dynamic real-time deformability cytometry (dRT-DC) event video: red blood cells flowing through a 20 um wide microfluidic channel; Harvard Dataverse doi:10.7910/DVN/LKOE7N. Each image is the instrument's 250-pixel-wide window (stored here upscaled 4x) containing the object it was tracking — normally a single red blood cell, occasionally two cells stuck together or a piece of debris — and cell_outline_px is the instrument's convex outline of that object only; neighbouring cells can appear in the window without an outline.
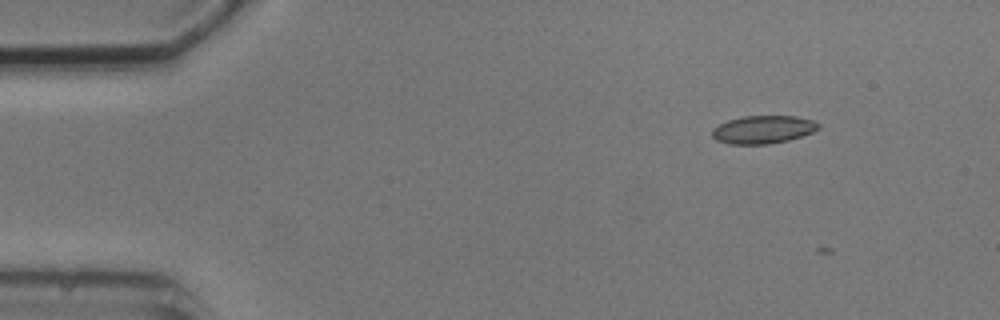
{"species": "common noctule bat (a hibernating species)", "species_latin": "Nyctalus noctula", "temperature_condition": "cold", "stored_images_in_passage": 4, "camera_frame_rate_fps": 3000, "um_per_image_px": 0.085, "animal": {"sex": "male", "body_mass_g": 20.5, "forearm_length_mm": 52.5}, "frame": {"image": 1, "passage_image": 1, "time_ms": 0.0, "image_size_px": [1000, 320], "cell_outline_px": [[820, 128], [812, 132], [788, 140], [768, 144], [728, 144], [716, 140], [712, 136], [712, 128], [728, 120], [744, 116], [796, 116], [812, 120], [820, 124]], "centroid_in_image_um": [64.85, 11.01], "position_along_channel_um": 20.2, "area_um2": 17.28}}